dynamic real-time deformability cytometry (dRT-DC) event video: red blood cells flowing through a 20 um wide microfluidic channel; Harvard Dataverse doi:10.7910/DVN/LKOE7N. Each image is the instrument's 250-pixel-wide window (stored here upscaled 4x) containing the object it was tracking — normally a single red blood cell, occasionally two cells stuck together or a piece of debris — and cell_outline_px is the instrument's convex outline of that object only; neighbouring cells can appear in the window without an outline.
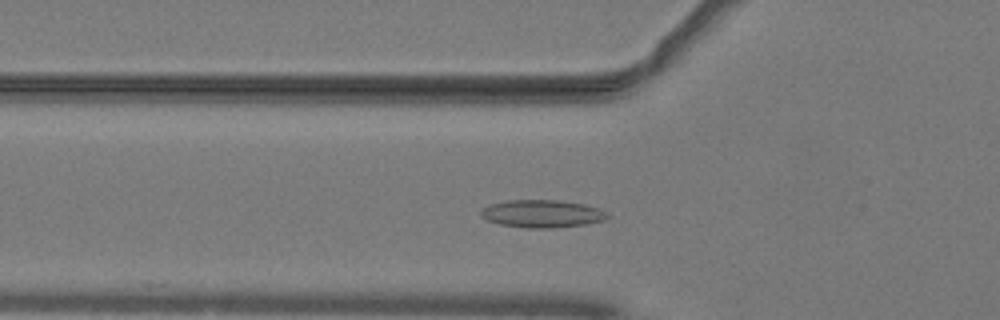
{"species": "common noctule bat (a hibernating species)", "species_latin": "Nyctalus noctula", "temperature_condition": "warm", "stored_images_in_passage": 43, "camera_frame_rate_fps": 3000, "um_per_image_px": 0.085, "animal": {"sex": "male", "body_mass_g": 19.2, "forearm_length_mm": 51.8}, "frame": {"image": 1, "passage_image": 10, "time_ms": 3.0, "image_size_px": [1000, 320], "cell_outline_px": [[608, 216], [604, 220], [588, 224], [552, 228], [528, 228], [500, 224], [488, 220], [480, 216], [480, 212], [484, 208], [492, 204], [508, 200], [560, 200], [584, 204], [608, 212]], "centroid_in_image_um": [46.1, 18.17], "position_along_channel_um": 79.7, "area_um2": 20.29}}
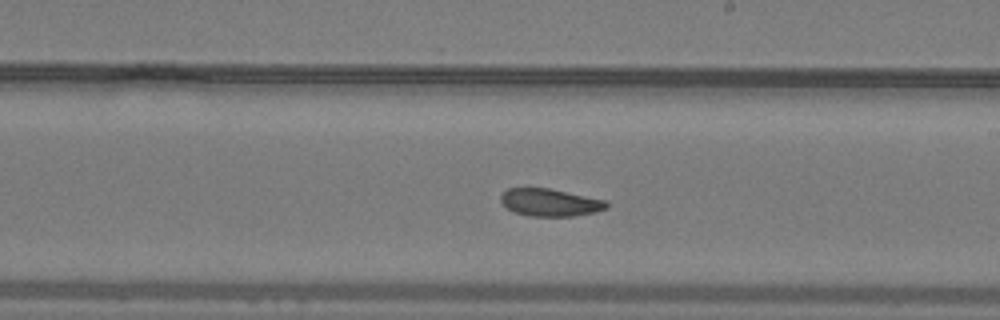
{"frame": {"image": 2, "passage_image": 22, "time_ms": 7.0, "image_size_px": [1000, 320], "cell_outline_px": [[608, 208], [592, 212], [572, 216], [528, 216], [512, 212], [500, 200], [500, 196], [508, 188], [548, 188], [604, 200], [608, 204]], "centroid_in_image_um": [46.7, 17.21], "position_along_channel_um": 242.3, "area_um2": 16.7}}
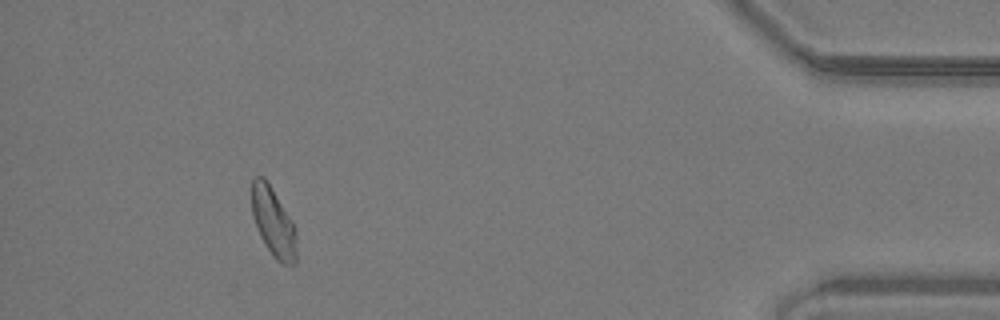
{"frame": {"image": 3, "passage_image": 39, "time_ms": 12.667, "image_size_px": [1000, 320], "cell_outline_px": [[296, 264], [284, 264], [276, 260], [272, 256], [260, 236], [252, 216], [252, 180], [256, 176], [264, 176], [292, 220], [296, 228]], "centroid_in_image_um": [23.24, 18.9], "position_along_channel_um": 412.0, "area_um2": 18.03}, "authors_computed_cell_mechanics": {"area_um2": 17.9758, "velocity_mm_per_s": 4.0445, "shape_relaxation_time_tau1_ms": 6.4584, "shape_relaxation_time_tau2_ms": 2.7678, "deformation_change_tau1": 0.1278, "deformation_change_tau2": 0.0947}}